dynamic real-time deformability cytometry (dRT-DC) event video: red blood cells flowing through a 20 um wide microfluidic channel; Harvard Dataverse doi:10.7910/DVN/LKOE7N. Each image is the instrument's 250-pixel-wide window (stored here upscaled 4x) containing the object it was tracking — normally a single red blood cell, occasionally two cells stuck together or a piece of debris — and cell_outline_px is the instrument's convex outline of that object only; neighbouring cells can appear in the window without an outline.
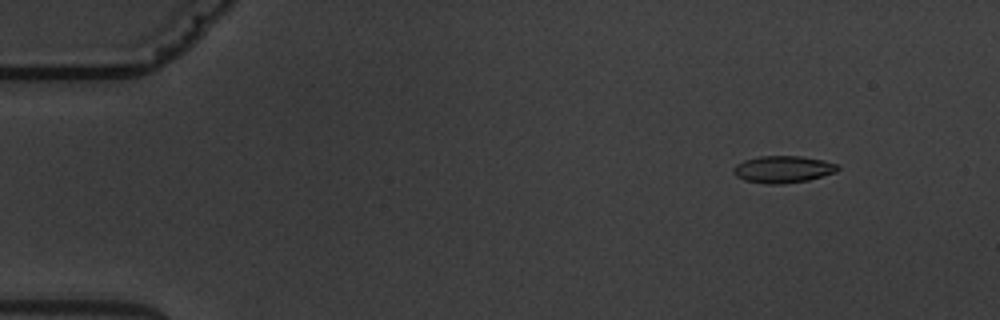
{"species": "common noctule bat (a hibernating species)", "species_latin": "Nyctalus noctula", "temperature_condition": "warm", "stored_images_in_passage": 6, "camera_frame_rate_fps": 3000, "um_per_image_px": 0.085, "animal": {"sex": "male", "body_mass_g": 19.5, "forearm_length_mm": 54.6}, "frame": {"image": 1, "passage_image": 1, "time_ms": 0.0, "image_size_px": [1000, 320], "cell_outline_px": [[840, 168], [836, 172], [808, 180], [784, 184], [768, 184], [744, 180], [736, 176], [732, 172], [732, 168], [736, 164], [744, 160], [760, 156], [800, 156], [824, 160], [840, 164]], "centroid_in_image_um": [66.56, 14.39], "position_along_channel_um": 18.4, "area_um2": 16.59}}
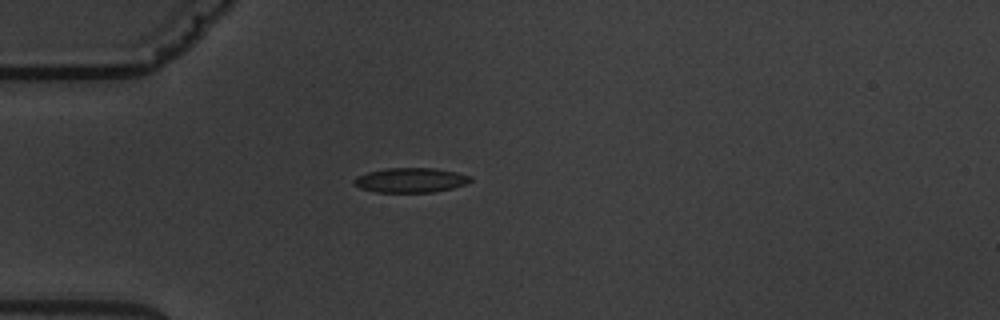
{"frame": {"image": 2, "passage_image": 4, "time_ms": 3.333, "image_size_px": [1000, 320], "cell_outline_px": [[472, 180], [464, 184], [452, 188], [432, 192], [376, 192], [360, 188], [352, 184], [352, 180], [356, 176], [368, 172], [384, 168], [432, 168], [456, 172], [472, 176]], "centroid_in_image_um": [34.85, 15.31], "position_along_channel_um": 50.1, "area_um2": 16.76}}
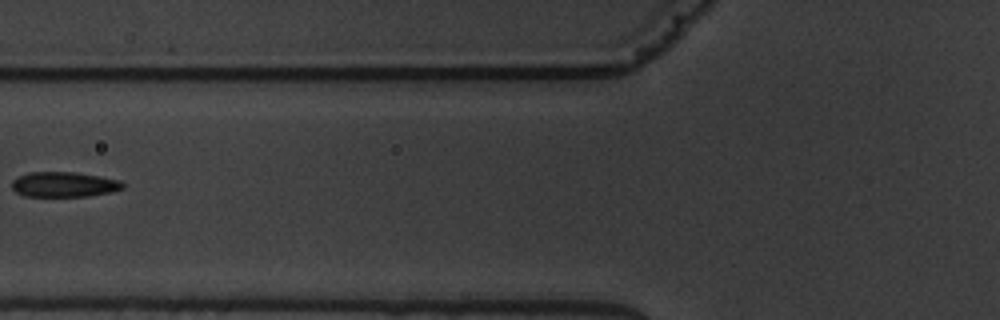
{"frame": {"image": 3, "passage_image": 6, "time_ms": 5.667, "image_size_px": [1000, 320], "cell_outline_px": [[124, 188], [112, 192], [88, 196], [24, 196], [16, 192], [12, 188], [12, 180], [16, 176], [28, 172], [76, 172], [100, 176], [120, 180], [124, 184]], "centroid_in_image_um": [5.43, 15.67], "position_along_channel_um": 120.4, "area_um2": 16.42}}